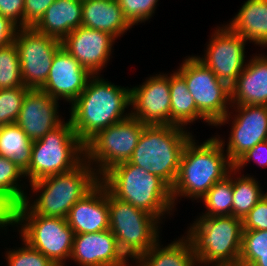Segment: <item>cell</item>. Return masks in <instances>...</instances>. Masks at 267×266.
<instances>
[{"label": "cell", "mask_w": 267, "mask_h": 266, "mask_svg": "<svg viewBox=\"0 0 267 266\" xmlns=\"http://www.w3.org/2000/svg\"><path fill=\"white\" fill-rule=\"evenodd\" d=\"M58 100L46 92L29 89L24 96L22 108L16 124L32 142L40 140L64 121L58 115Z\"/></svg>", "instance_id": "cell-19"}, {"label": "cell", "mask_w": 267, "mask_h": 266, "mask_svg": "<svg viewBox=\"0 0 267 266\" xmlns=\"http://www.w3.org/2000/svg\"><path fill=\"white\" fill-rule=\"evenodd\" d=\"M243 224L233 215L199 217L185 236L197 264L237 265L240 258Z\"/></svg>", "instance_id": "cell-6"}, {"label": "cell", "mask_w": 267, "mask_h": 266, "mask_svg": "<svg viewBox=\"0 0 267 266\" xmlns=\"http://www.w3.org/2000/svg\"><path fill=\"white\" fill-rule=\"evenodd\" d=\"M258 181L249 176L234 177L232 215L244 219L249 211L267 194Z\"/></svg>", "instance_id": "cell-29"}, {"label": "cell", "mask_w": 267, "mask_h": 266, "mask_svg": "<svg viewBox=\"0 0 267 266\" xmlns=\"http://www.w3.org/2000/svg\"><path fill=\"white\" fill-rule=\"evenodd\" d=\"M214 266H240V265L237 264V265H214Z\"/></svg>", "instance_id": "cell-43"}, {"label": "cell", "mask_w": 267, "mask_h": 266, "mask_svg": "<svg viewBox=\"0 0 267 266\" xmlns=\"http://www.w3.org/2000/svg\"><path fill=\"white\" fill-rule=\"evenodd\" d=\"M246 41L267 46V0H247L226 25Z\"/></svg>", "instance_id": "cell-24"}, {"label": "cell", "mask_w": 267, "mask_h": 266, "mask_svg": "<svg viewBox=\"0 0 267 266\" xmlns=\"http://www.w3.org/2000/svg\"><path fill=\"white\" fill-rule=\"evenodd\" d=\"M81 26L82 0H56L33 28L62 41L69 33Z\"/></svg>", "instance_id": "cell-22"}, {"label": "cell", "mask_w": 267, "mask_h": 266, "mask_svg": "<svg viewBox=\"0 0 267 266\" xmlns=\"http://www.w3.org/2000/svg\"><path fill=\"white\" fill-rule=\"evenodd\" d=\"M84 160L85 146L68 120L33 142L31 161L24 175L32 183L47 176L70 172Z\"/></svg>", "instance_id": "cell-7"}, {"label": "cell", "mask_w": 267, "mask_h": 266, "mask_svg": "<svg viewBox=\"0 0 267 266\" xmlns=\"http://www.w3.org/2000/svg\"><path fill=\"white\" fill-rule=\"evenodd\" d=\"M28 90L25 86L0 90V126L17 122Z\"/></svg>", "instance_id": "cell-32"}, {"label": "cell", "mask_w": 267, "mask_h": 266, "mask_svg": "<svg viewBox=\"0 0 267 266\" xmlns=\"http://www.w3.org/2000/svg\"><path fill=\"white\" fill-rule=\"evenodd\" d=\"M253 159L260 166H267V140L256 144L234 163V175H236L237 172L244 167V165L246 166V164Z\"/></svg>", "instance_id": "cell-38"}, {"label": "cell", "mask_w": 267, "mask_h": 266, "mask_svg": "<svg viewBox=\"0 0 267 266\" xmlns=\"http://www.w3.org/2000/svg\"><path fill=\"white\" fill-rule=\"evenodd\" d=\"M115 40L107 32L81 26L69 33L61 45L92 75H99L110 60Z\"/></svg>", "instance_id": "cell-16"}, {"label": "cell", "mask_w": 267, "mask_h": 266, "mask_svg": "<svg viewBox=\"0 0 267 266\" xmlns=\"http://www.w3.org/2000/svg\"><path fill=\"white\" fill-rule=\"evenodd\" d=\"M237 111L232 121V128L226 154L234 164L242 155L256 144L267 140V106L232 105Z\"/></svg>", "instance_id": "cell-15"}, {"label": "cell", "mask_w": 267, "mask_h": 266, "mask_svg": "<svg viewBox=\"0 0 267 266\" xmlns=\"http://www.w3.org/2000/svg\"><path fill=\"white\" fill-rule=\"evenodd\" d=\"M24 86L17 46L0 47V90Z\"/></svg>", "instance_id": "cell-31"}, {"label": "cell", "mask_w": 267, "mask_h": 266, "mask_svg": "<svg viewBox=\"0 0 267 266\" xmlns=\"http://www.w3.org/2000/svg\"><path fill=\"white\" fill-rule=\"evenodd\" d=\"M8 225V214L0 212V229H6L5 227Z\"/></svg>", "instance_id": "cell-42"}, {"label": "cell", "mask_w": 267, "mask_h": 266, "mask_svg": "<svg viewBox=\"0 0 267 266\" xmlns=\"http://www.w3.org/2000/svg\"><path fill=\"white\" fill-rule=\"evenodd\" d=\"M66 220L74 234L108 230L109 208L106 186L100 181L71 207Z\"/></svg>", "instance_id": "cell-20"}, {"label": "cell", "mask_w": 267, "mask_h": 266, "mask_svg": "<svg viewBox=\"0 0 267 266\" xmlns=\"http://www.w3.org/2000/svg\"><path fill=\"white\" fill-rule=\"evenodd\" d=\"M243 230H267V194L242 220Z\"/></svg>", "instance_id": "cell-36"}, {"label": "cell", "mask_w": 267, "mask_h": 266, "mask_svg": "<svg viewBox=\"0 0 267 266\" xmlns=\"http://www.w3.org/2000/svg\"><path fill=\"white\" fill-rule=\"evenodd\" d=\"M146 125L131 115L99 131L85 146V160L101 178L113 166L128 162Z\"/></svg>", "instance_id": "cell-10"}, {"label": "cell", "mask_w": 267, "mask_h": 266, "mask_svg": "<svg viewBox=\"0 0 267 266\" xmlns=\"http://www.w3.org/2000/svg\"><path fill=\"white\" fill-rule=\"evenodd\" d=\"M231 105L267 106V56H254L230 86Z\"/></svg>", "instance_id": "cell-21"}, {"label": "cell", "mask_w": 267, "mask_h": 266, "mask_svg": "<svg viewBox=\"0 0 267 266\" xmlns=\"http://www.w3.org/2000/svg\"><path fill=\"white\" fill-rule=\"evenodd\" d=\"M21 177H25L24 172L10 159L0 156V212L9 214L24 202L27 194L18 183Z\"/></svg>", "instance_id": "cell-28"}, {"label": "cell", "mask_w": 267, "mask_h": 266, "mask_svg": "<svg viewBox=\"0 0 267 266\" xmlns=\"http://www.w3.org/2000/svg\"><path fill=\"white\" fill-rule=\"evenodd\" d=\"M100 177L93 167L84 160L74 170L51 175L30 183L32 192H40L30 204L27 196L24 202L8 215H42L51 217L68 216L71 207L98 183Z\"/></svg>", "instance_id": "cell-3"}, {"label": "cell", "mask_w": 267, "mask_h": 266, "mask_svg": "<svg viewBox=\"0 0 267 266\" xmlns=\"http://www.w3.org/2000/svg\"><path fill=\"white\" fill-rule=\"evenodd\" d=\"M197 144L192 136L182 151L178 175L171 188L174 206L175 200L181 196L201 199L234 168L224 153L225 142L220 137H211L201 145Z\"/></svg>", "instance_id": "cell-2"}, {"label": "cell", "mask_w": 267, "mask_h": 266, "mask_svg": "<svg viewBox=\"0 0 267 266\" xmlns=\"http://www.w3.org/2000/svg\"><path fill=\"white\" fill-rule=\"evenodd\" d=\"M108 208L109 230L127 258L135 261L159 241L160 221L153 215L116 198L109 190Z\"/></svg>", "instance_id": "cell-8"}, {"label": "cell", "mask_w": 267, "mask_h": 266, "mask_svg": "<svg viewBox=\"0 0 267 266\" xmlns=\"http://www.w3.org/2000/svg\"><path fill=\"white\" fill-rule=\"evenodd\" d=\"M18 28L9 18L0 15V47L14 43Z\"/></svg>", "instance_id": "cell-40"}, {"label": "cell", "mask_w": 267, "mask_h": 266, "mask_svg": "<svg viewBox=\"0 0 267 266\" xmlns=\"http://www.w3.org/2000/svg\"><path fill=\"white\" fill-rule=\"evenodd\" d=\"M184 129L177 125H146L128 162L157 175L172 188L182 151L193 136Z\"/></svg>", "instance_id": "cell-5"}, {"label": "cell", "mask_w": 267, "mask_h": 266, "mask_svg": "<svg viewBox=\"0 0 267 266\" xmlns=\"http://www.w3.org/2000/svg\"><path fill=\"white\" fill-rule=\"evenodd\" d=\"M130 88L121 87L92 75L78 98L71 104L70 122L75 134L85 145L99 131L116 124L131 114Z\"/></svg>", "instance_id": "cell-1"}, {"label": "cell", "mask_w": 267, "mask_h": 266, "mask_svg": "<svg viewBox=\"0 0 267 266\" xmlns=\"http://www.w3.org/2000/svg\"><path fill=\"white\" fill-rule=\"evenodd\" d=\"M70 259L79 266H128L129 260L109 229L75 234Z\"/></svg>", "instance_id": "cell-18"}, {"label": "cell", "mask_w": 267, "mask_h": 266, "mask_svg": "<svg viewBox=\"0 0 267 266\" xmlns=\"http://www.w3.org/2000/svg\"><path fill=\"white\" fill-rule=\"evenodd\" d=\"M92 74L63 47L55 54L45 85L40 89L50 97L73 103L84 91Z\"/></svg>", "instance_id": "cell-17"}, {"label": "cell", "mask_w": 267, "mask_h": 266, "mask_svg": "<svg viewBox=\"0 0 267 266\" xmlns=\"http://www.w3.org/2000/svg\"><path fill=\"white\" fill-rule=\"evenodd\" d=\"M234 168L224 179L216 182L201 198L206 206V213L200 217L232 215Z\"/></svg>", "instance_id": "cell-30"}, {"label": "cell", "mask_w": 267, "mask_h": 266, "mask_svg": "<svg viewBox=\"0 0 267 266\" xmlns=\"http://www.w3.org/2000/svg\"><path fill=\"white\" fill-rule=\"evenodd\" d=\"M177 70L185 79L198 111L214 126L228 123L232 114L227 106H231L230 86L197 56L186 58Z\"/></svg>", "instance_id": "cell-9"}, {"label": "cell", "mask_w": 267, "mask_h": 266, "mask_svg": "<svg viewBox=\"0 0 267 266\" xmlns=\"http://www.w3.org/2000/svg\"><path fill=\"white\" fill-rule=\"evenodd\" d=\"M56 0H24V27H33Z\"/></svg>", "instance_id": "cell-37"}, {"label": "cell", "mask_w": 267, "mask_h": 266, "mask_svg": "<svg viewBox=\"0 0 267 266\" xmlns=\"http://www.w3.org/2000/svg\"><path fill=\"white\" fill-rule=\"evenodd\" d=\"M170 75L156 74L130 88L131 116L145 125H171Z\"/></svg>", "instance_id": "cell-14"}, {"label": "cell", "mask_w": 267, "mask_h": 266, "mask_svg": "<svg viewBox=\"0 0 267 266\" xmlns=\"http://www.w3.org/2000/svg\"><path fill=\"white\" fill-rule=\"evenodd\" d=\"M217 28L209 44L205 55L201 58L218 79L231 86L242 73L246 66L245 45L246 40L239 34H235L226 25Z\"/></svg>", "instance_id": "cell-13"}, {"label": "cell", "mask_w": 267, "mask_h": 266, "mask_svg": "<svg viewBox=\"0 0 267 266\" xmlns=\"http://www.w3.org/2000/svg\"><path fill=\"white\" fill-rule=\"evenodd\" d=\"M240 253H267V230H243Z\"/></svg>", "instance_id": "cell-35"}, {"label": "cell", "mask_w": 267, "mask_h": 266, "mask_svg": "<svg viewBox=\"0 0 267 266\" xmlns=\"http://www.w3.org/2000/svg\"><path fill=\"white\" fill-rule=\"evenodd\" d=\"M25 246L6 252L8 266H56L40 251L23 240Z\"/></svg>", "instance_id": "cell-33"}, {"label": "cell", "mask_w": 267, "mask_h": 266, "mask_svg": "<svg viewBox=\"0 0 267 266\" xmlns=\"http://www.w3.org/2000/svg\"><path fill=\"white\" fill-rule=\"evenodd\" d=\"M100 181L116 198L129 202L158 220L174 208L171 187L140 166L129 162L117 164Z\"/></svg>", "instance_id": "cell-4"}, {"label": "cell", "mask_w": 267, "mask_h": 266, "mask_svg": "<svg viewBox=\"0 0 267 266\" xmlns=\"http://www.w3.org/2000/svg\"><path fill=\"white\" fill-rule=\"evenodd\" d=\"M159 243L135 259L139 263L137 266H198L190 241L185 236L165 247Z\"/></svg>", "instance_id": "cell-25"}, {"label": "cell", "mask_w": 267, "mask_h": 266, "mask_svg": "<svg viewBox=\"0 0 267 266\" xmlns=\"http://www.w3.org/2000/svg\"><path fill=\"white\" fill-rule=\"evenodd\" d=\"M8 224H16L17 227L20 224L22 240L44 254L56 266H64L66 260L70 259L75 234L65 218L8 215Z\"/></svg>", "instance_id": "cell-11"}, {"label": "cell", "mask_w": 267, "mask_h": 266, "mask_svg": "<svg viewBox=\"0 0 267 266\" xmlns=\"http://www.w3.org/2000/svg\"><path fill=\"white\" fill-rule=\"evenodd\" d=\"M82 26L107 32L115 39L132 28L117 0H82Z\"/></svg>", "instance_id": "cell-23"}, {"label": "cell", "mask_w": 267, "mask_h": 266, "mask_svg": "<svg viewBox=\"0 0 267 266\" xmlns=\"http://www.w3.org/2000/svg\"><path fill=\"white\" fill-rule=\"evenodd\" d=\"M24 6V0H0V15L9 18L22 28L24 27Z\"/></svg>", "instance_id": "cell-39"}, {"label": "cell", "mask_w": 267, "mask_h": 266, "mask_svg": "<svg viewBox=\"0 0 267 266\" xmlns=\"http://www.w3.org/2000/svg\"><path fill=\"white\" fill-rule=\"evenodd\" d=\"M33 142L16 124L0 126V156L10 159L24 173L31 161Z\"/></svg>", "instance_id": "cell-27"}, {"label": "cell", "mask_w": 267, "mask_h": 266, "mask_svg": "<svg viewBox=\"0 0 267 266\" xmlns=\"http://www.w3.org/2000/svg\"><path fill=\"white\" fill-rule=\"evenodd\" d=\"M15 45L21 77L28 89L40 90L48 78L52 60L62 47L61 41L38 32L33 27L18 28Z\"/></svg>", "instance_id": "cell-12"}, {"label": "cell", "mask_w": 267, "mask_h": 266, "mask_svg": "<svg viewBox=\"0 0 267 266\" xmlns=\"http://www.w3.org/2000/svg\"><path fill=\"white\" fill-rule=\"evenodd\" d=\"M117 2L123 11L124 17L134 26L139 22L149 20L153 16L158 0H117Z\"/></svg>", "instance_id": "cell-34"}, {"label": "cell", "mask_w": 267, "mask_h": 266, "mask_svg": "<svg viewBox=\"0 0 267 266\" xmlns=\"http://www.w3.org/2000/svg\"><path fill=\"white\" fill-rule=\"evenodd\" d=\"M238 264L267 266V253H240Z\"/></svg>", "instance_id": "cell-41"}, {"label": "cell", "mask_w": 267, "mask_h": 266, "mask_svg": "<svg viewBox=\"0 0 267 266\" xmlns=\"http://www.w3.org/2000/svg\"><path fill=\"white\" fill-rule=\"evenodd\" d=\"M171 125L185 127L197 119L212 125L197 109L185 79L177 72L170 74Z\"/></svg>", "instance_id": "cell-26"}]
</instances>
